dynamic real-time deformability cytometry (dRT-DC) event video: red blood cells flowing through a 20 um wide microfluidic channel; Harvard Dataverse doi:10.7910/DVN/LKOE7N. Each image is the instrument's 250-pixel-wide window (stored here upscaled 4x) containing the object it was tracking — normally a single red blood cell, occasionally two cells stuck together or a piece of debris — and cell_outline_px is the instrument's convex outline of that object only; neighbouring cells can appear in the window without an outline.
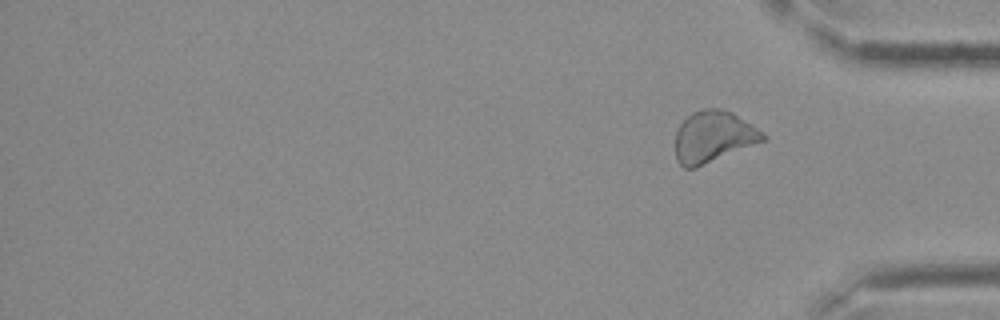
{"species": "Egyptian fruit bat (a non-hibernating species)", "species_latin": "Rousettus aegyptiacus", "temperature_condition": "cold", "stored_images_in_passage": 31, "segment_of_instrument_passage": [2, 2], "camera_frame_rate_fps": 3000, "um_per_image_px": 0.085, "frame": {"image": 1, "passage_image": 31, "time_ms": 10.0, "image_size_px": [1000, 320], "cell_outline_px": [[768, 140], [696, 168], [684, 168], [676, 160], [676, 132], [680, 124], [692, 112], [708, 108], [720, 108], [732, 112], [752, 124], [768, 136]], "centroid_in_image_um": [60.67, 11.63], "position_along_channel_um": 374.5, "area_um2": 26.53}}